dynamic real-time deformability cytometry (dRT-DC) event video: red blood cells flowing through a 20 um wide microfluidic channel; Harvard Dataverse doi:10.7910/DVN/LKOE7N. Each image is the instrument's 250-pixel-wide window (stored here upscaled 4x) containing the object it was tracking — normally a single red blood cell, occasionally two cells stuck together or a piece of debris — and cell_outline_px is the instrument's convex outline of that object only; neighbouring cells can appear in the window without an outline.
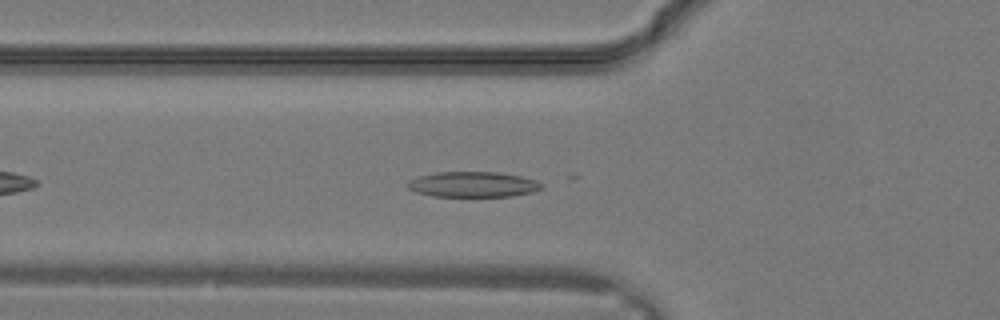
{"species": "common noctule bat (a hibernating species)", "species_latin": "Nyctalus noctula", "temperature_condition": "warm", "stored_images_in_passage": 15, "camera_frame_rate_fps": 3000, "um_per_image_px": 0.085, "animal": {"sex": "male", "body_mass_g": 19.2, "forearm_length_mm": 51.8}, "frame": {"image": 1, "passage_image": 5, "time_ms": 1.333, "image_size_px": [1000, 320], "cell_outline_px": [[544, 188], [532, 192], [512, 196], [436, 196], [416, 192], [408, 188], [404, 184], [408, 180], [416, 176], [436, 172], [496, 172], [520, 176], [536, 180], [544, 184]], "centroid_in_image_um": [40.18, 15.67], "position_along_channel_um": 85.6, "area_um2": 20.0}}
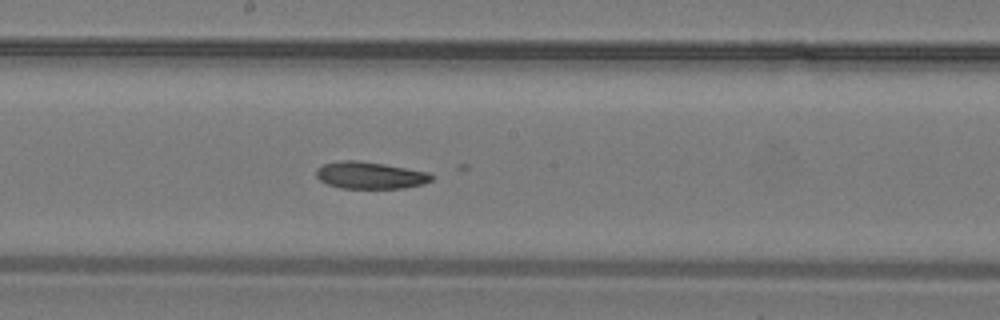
{"frame": {"image": 2, "passage_image": 11, "time_ms": 3.333, "image_size_px": [1000, 320], "cell_outline_px": [[432, 180], [420, 184], [404, 188], [340, 188], [328, 184], [320, 180], [316, 176], [316, 168], [324, 164], [340, 160], [360, 160], [384, 164], [428, 172], [432, 176]], "centroid_in_image_um": [31.41, 14.89], "position_along_channel_um": 216.8, "area_um2": 18.03}}
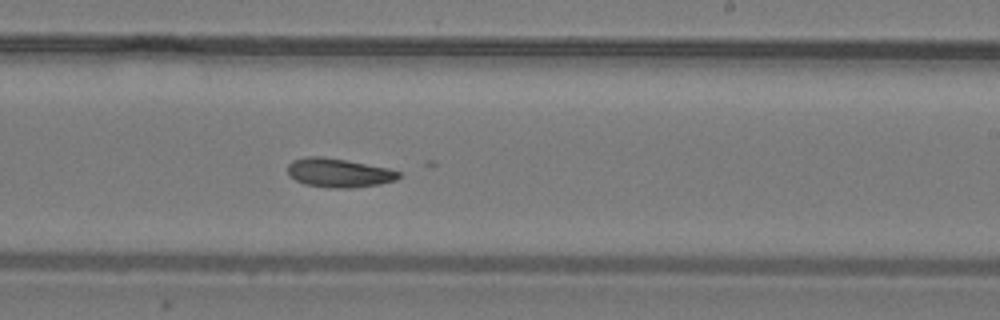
{"frame": {"image": 3, "passage_image": 13, "time_ms": 4.0, "image_size_px": [1000, 320], "cell_outline_px": [[400, 176], [396, 180], [380, 184], [352, 188], [328, 188], [304, 184], [288, 176], [288, 164], [292, 160], [308, 156], [320, 156], [344, 160], [388, 168], [400, 172]], "centroid_in_image_um": [28.77, 14.7], "position_along_channel_um": 260.2, "area_um2": 18.73}}